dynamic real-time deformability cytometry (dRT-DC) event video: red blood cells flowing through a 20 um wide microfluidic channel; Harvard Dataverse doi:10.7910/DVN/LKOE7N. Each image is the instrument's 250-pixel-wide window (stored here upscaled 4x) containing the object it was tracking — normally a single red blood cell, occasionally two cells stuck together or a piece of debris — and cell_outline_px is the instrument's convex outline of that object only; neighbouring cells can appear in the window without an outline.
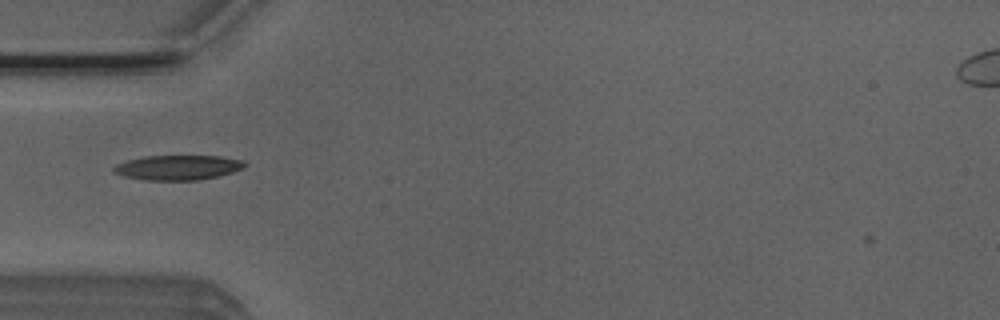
{"species": "Egyptian fruit bat (a non-hibernating species)", "species_latin": "Rousettus aegyptiacus", "temperature_condition": "room temperature", "stored_images_in_passage": 33, "camera_frame_rate_fps": 3000, "um_per_image_px": 0.085, "animal": {"sex": "male"}, "frame": {"image": 1, "passage_image": 1, "time_ms": 0.0, "image_size_px": [1000, 320], "cell_outline_px": [[248, 164], [244, 168], [232, 172], [200, 180], [144, 180], [124, 176], [112, 172], [112, 168], [116, 164], [128, 160], [144, 156], [220, 156], [244, 160]], "centroid_in_image_um": [15.12, 14.24], "position_along_channel_um": 69.9, "area_um2": 19.02}}
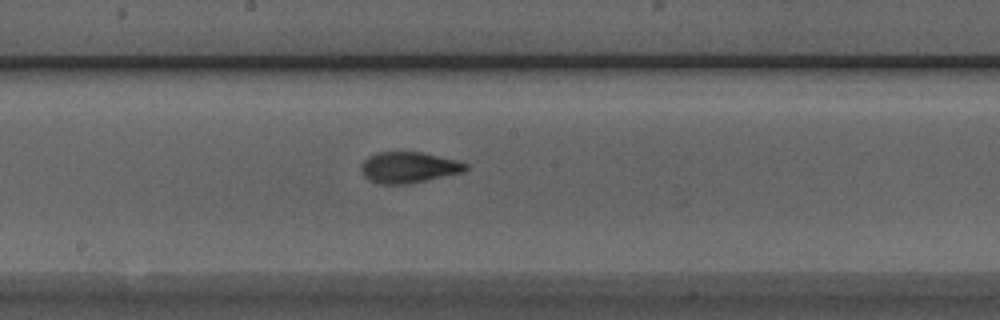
{"frame": {"image": 2, "passage_image": 12, "time_ms": 3.667, "image_size_px": [1000, 320], "cell_outline_px": [[468, 168], [464, 172], [408, 184], [380, 184], [368, 180], [364, 176], [360, 168], [360, 164], [368, 156], [376, 152], [424, 152], [456, 160], [468, 164]], "centroid_in_image_um": [34.72, 14.23], "position_along_channel_um": 213.5, "area_um2": 19.07}}
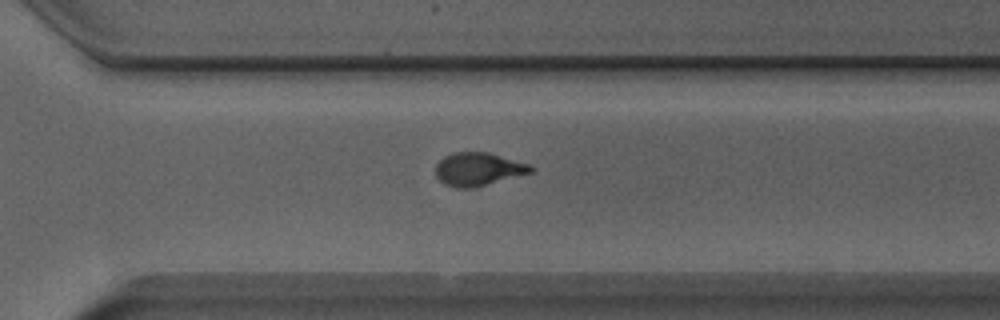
{"frame": {"image": 3, "passage_image": 21, "time_ms": 6.667, "image_size_px": [1000, 320], "cell_outline_px": [[536, 168], [532, 172], [472, 188], [456, 188], [444, 184], [436, 176], [436, 164], [444, 156], [452, 152], [488, 152], [528, 164]], "centroid_in_image_um": [40.62, 14.37], "position_along_channel_um": 330.0, "area_um2": 18.26}, "authors_computed_cell_mechanics": {"area_um2": 18.496, "velocity_mm_per_s": 3.903, "shape_relaxation_time_tau1_ms": 4.117, "shape_relaxation_time_tau2_ms": 0.9956, "deformation_change_tau1": 0.1914, "deformation_change_tau2": 0.0666}}